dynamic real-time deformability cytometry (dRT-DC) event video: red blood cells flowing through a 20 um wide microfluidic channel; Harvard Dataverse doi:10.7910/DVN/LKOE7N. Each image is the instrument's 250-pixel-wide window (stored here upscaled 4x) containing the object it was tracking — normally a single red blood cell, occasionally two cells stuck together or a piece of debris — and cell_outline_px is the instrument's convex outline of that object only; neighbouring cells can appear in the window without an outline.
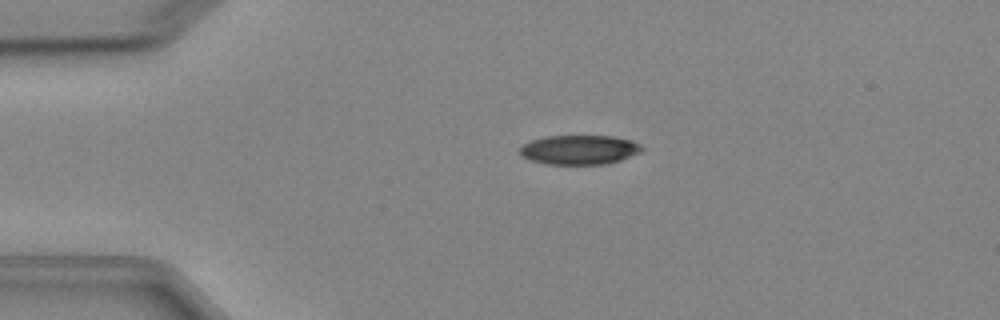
{"species": "Egyptian fruit bat (a non-hibernating species)", "species_latin": "Rousettus aegyptiacus", "temperature_condition": "cold", "stored_images_in_passage": 3, "camera_frame_rate_fps": 3000, "um_per_image_px": 0.085, "animal": {"sex": "female"}, "frame": {"image": 1, "passage_image": 2, "time_ms": 1.333, "image_size_px": [1000, 320], "cell_outline_px": [[644, 148], [640, 152], [620, 160], [604, 164], [544, 164], [520, 156], [520, 148], [524, 144], [532, 140], [548, 136], [612, 136], [632, 140], [640, 144]], "centroid_in_image_um": [49.25, 12.73], "position_along_channel_um": 35.8, "area_um2": 20.81}}